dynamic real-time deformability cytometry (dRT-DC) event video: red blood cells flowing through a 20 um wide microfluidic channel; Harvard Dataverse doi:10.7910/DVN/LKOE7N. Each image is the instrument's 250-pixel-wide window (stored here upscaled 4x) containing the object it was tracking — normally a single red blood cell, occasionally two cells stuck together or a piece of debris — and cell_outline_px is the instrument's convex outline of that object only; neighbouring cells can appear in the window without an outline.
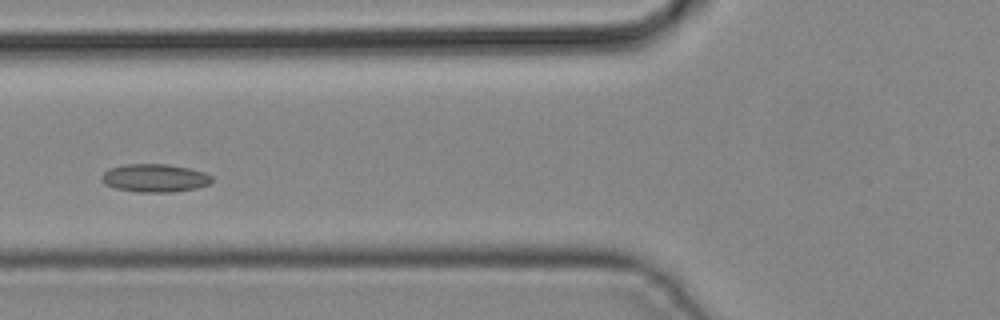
{"species": "common noctule bat (a hibernating species)", "species_latin": "Nyctalus noctula", "temperature_condition": "cold", "stored_images_in_passage": 13, "camera_frame_rate_fps": 3000, "um_per_image_px": 0.085, "animal": {"sex": "male", "body_mass_g": 19.2, "forearm_length_mm": 51.8}, "frame": {"image": 1, "passage_image": 11, "time_ms": 3.333, "image_size_px": [1000, 320], "cell_outline_px": [[212, 180], [208, 184], [196, 188], [172, 192], [140, 192], [116, 188], [104, 184], [100, 180], [100, 176], [104, 172], [112, 168], [124, 164], [168, 164], [188, 168], [204, 172], [212, 176]], "centroid_in_image_um": [13.13, 15.13], "position_along_channel_um": 112.7, "area_um2": 17.98}}